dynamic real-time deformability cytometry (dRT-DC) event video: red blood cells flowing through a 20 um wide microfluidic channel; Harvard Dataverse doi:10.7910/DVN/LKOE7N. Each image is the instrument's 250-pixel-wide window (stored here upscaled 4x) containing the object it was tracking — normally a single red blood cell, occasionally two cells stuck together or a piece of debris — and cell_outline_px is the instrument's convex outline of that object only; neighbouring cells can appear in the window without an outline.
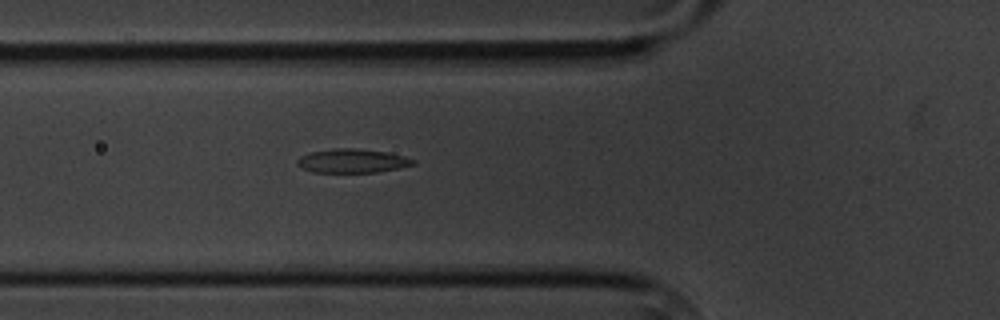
{"species": "common noctule bat (a hibernating species)", "species_latin": "Nyctalus noctula", "temperature_condition": "cold", "stored_images_in_passage": 2, "camera_frame_rate_fps": 3000, "um_per_image_px": 0.085, "animal": {"sex": "male", "body_mass_g": 20.1, "forearm_length_mm": 53.5}, "frame": {"image": 1, "passage_image": 2, "time_ms": 1.0, "image_size_px": [1000, 320], "cell_outline_px": [[416, 164], [400, 168], [376, 172], [312, 172], [300, 168], [296, 164], [296, 160], [300, 156], [312, 152], [332, 148], [356, 148], [388, 152], [404, 156], [416, 160]], "centroid_in_image_um": [29.94, 13.67], "position_along_channel_um": 95.9, "area_um2": 16.3}}